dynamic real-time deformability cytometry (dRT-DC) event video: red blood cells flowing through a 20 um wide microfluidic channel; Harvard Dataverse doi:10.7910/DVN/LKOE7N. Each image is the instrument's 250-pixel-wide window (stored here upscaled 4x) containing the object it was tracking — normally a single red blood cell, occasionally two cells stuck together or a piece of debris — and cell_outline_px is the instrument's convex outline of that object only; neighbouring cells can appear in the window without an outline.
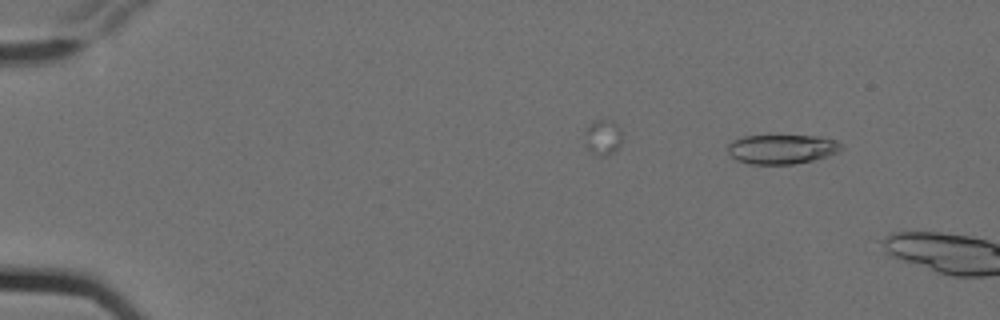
{"species": "Egyptian fruit bat (a non-hibernating species)", "species_latin": "Rousettus aegyptiacus", "temperature_condition": "cold", "stored_images_in_passage": 2, "camera_frame_rate_fps": 3000, "um_per_image_px": 0.085, "animal": {"sex": "female"}, "frame": {"image": 1, "passage_image": 1, "time_ms": 0.0, "image_size_px": [1000, 320], "cell_outline_px": [[844, 148], [836, 152], [812, 160], [792, 164], [748, 164], [736, 160], [728, 152], [728, 144], [732, 140], [744, 136], [820, 136], [836, 140]], "centroid_in_image_um": [66.42, 12.67], "position_along_channel_um": 18.6, "area_um2": 19.31}}